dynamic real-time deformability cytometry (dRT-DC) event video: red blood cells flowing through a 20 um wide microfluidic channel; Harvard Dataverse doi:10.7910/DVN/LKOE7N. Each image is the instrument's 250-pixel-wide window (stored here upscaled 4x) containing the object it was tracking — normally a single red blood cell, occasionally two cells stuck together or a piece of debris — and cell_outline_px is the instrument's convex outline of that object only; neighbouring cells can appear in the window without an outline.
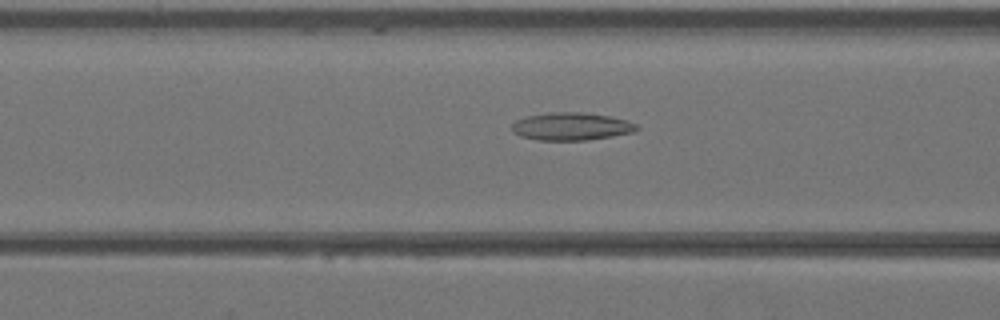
{"species": "Egyptian fruit bat (a non-hibernating species)", "species_latin": "Rousettus aegyptiacus", "temperature_condition": "warm", "stored_images_in_passage": 26, "camera_frame_rate_fps": 3000, "um_per_image_px": 0.085, "animal": {"sex": "female"}, "frame": {"image": 1, "passage_image": 8, "time_ms": 2.333, "image_size_px": [1000, 320], "cell_outline_px": [[640, 128], [632, 132], [612, 136], [588, 140], [540, 140], [520, 136], [512, 132], [512, 124], [516, 120], [528, 116], [552, 112], [584, 112], [608, 116], [628, 120], [636, 124]], "centroid_in_image_um": [48.57, 10.74], "position_along_channel_um": 118.0, "area_um2": 20.11}}
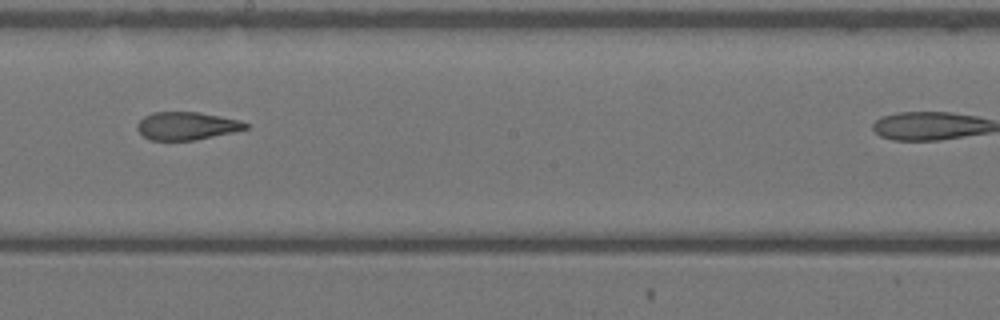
{"frame": {"image": 2, "passage_image": 15, "time_ms": 4.667, "image_size_px": [1000, 320], "cell_outline_px": [[248, 128], [232, 132], [196, 140], [152, 140], [144, 136], [136, 128], [136, 124], [144, 116], [152, 112], [200, 112], [240, 120], [248, 124]], "centroid_in_image_um": [15.85, 10.69], "position_along_channel_um": 232.3, "area_um2": 17.57}}
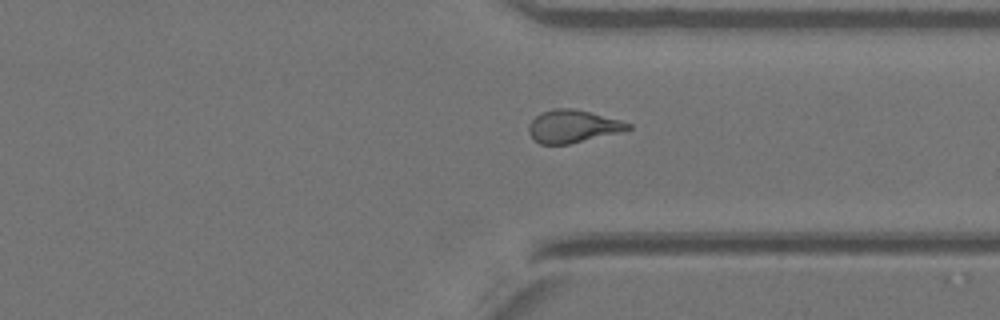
{"frame": {"image": 3, "passage_image": 23, "time_ms": 7.333, "image_size_px": [1000, 320], "cell_outline_px": [[632, 128], [620, 132], [568, 144], [540, 144], [528, 132], [528, 128], [532, 120], [540, 112], [556, 108], [572, 108], [620, 120], [632, 124]], "centroid_in_image_um": [48.68, 10.73], "position_along_channel_um": 362.7, "area_um2": 18.61}}